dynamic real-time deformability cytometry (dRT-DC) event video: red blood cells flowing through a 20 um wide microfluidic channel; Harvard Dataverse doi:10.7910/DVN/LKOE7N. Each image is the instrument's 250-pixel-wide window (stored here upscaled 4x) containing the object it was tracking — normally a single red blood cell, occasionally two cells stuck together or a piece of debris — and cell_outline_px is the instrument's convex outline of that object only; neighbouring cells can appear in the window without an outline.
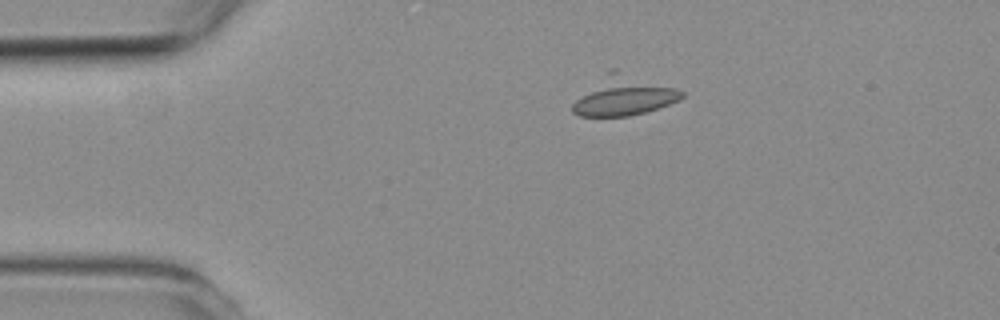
{"species": "common noctule bat (a hibernating species)", "species_latin": "Nyctalus noctula", "temperature_condition": "room temperature", "stored_images_in_passage": 3, "camera_frame_rate_fps": 3000, "um_per_image_px": 0.085, "animal": {"sex": "female", "body_mass_g": 19.3, "forearm_length_mm": 54.1}, "frame": {"image": 1, "passage_image": 1, "time_ms": 0.0, "image_size_px": [1000, 320], "cell_outline_px": [[684, 96], [680, 100], [644, 112], [628, 116], [580, 116], [572, 112], [572, 104], [576, 100], [612, 68], [616, 68], [676, 88], [684, 92]], "centroid_in_image_um": [53.07, 8.13], "position_along_channel_um": 31.9, "area_um2": 24.62}}
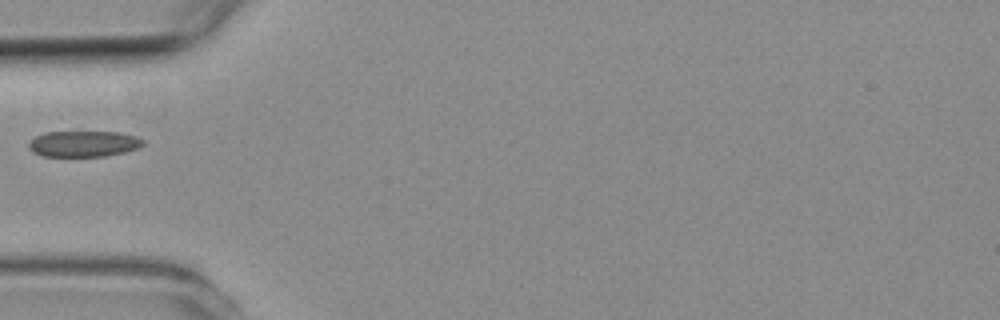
{"frame": {"image": 2, "passage_image": 3, "time_ms": 2.333, "image_size_px": [1000, 320], "cell_outline_px": [[144, 144], [136, 148], [124, 152], [104, 156], [44, 156], [36, 152], [28, 144], [36, 136], [44, 132], [120, 132], [136, 136], [144, 140]], "centroid_in_image_um": [7.15, 12.21], "position_along_channel_um": 77.8, "area_um2": 16.99}}